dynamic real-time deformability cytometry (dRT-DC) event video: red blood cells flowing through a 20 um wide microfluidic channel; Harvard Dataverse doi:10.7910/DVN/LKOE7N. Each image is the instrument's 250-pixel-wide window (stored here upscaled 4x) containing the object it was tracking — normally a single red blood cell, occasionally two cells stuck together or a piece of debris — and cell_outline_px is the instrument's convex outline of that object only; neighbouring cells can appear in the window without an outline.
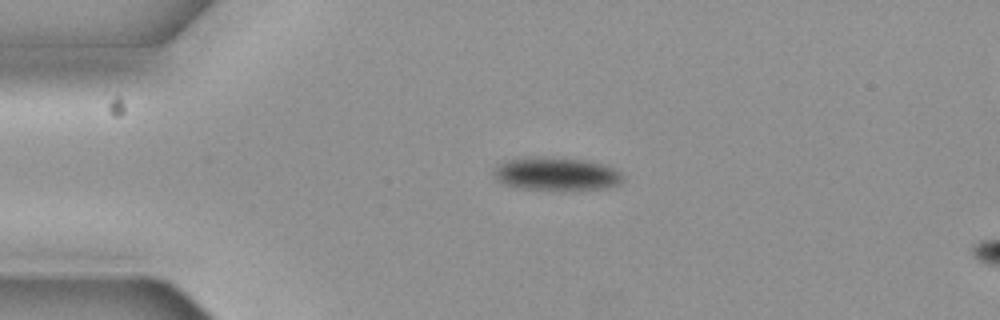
{"species": "common noctule bat (a hibernating species)", "species_latin": "Nyctalus noctula", "temperature_condition": "cold", "stored_images_in_passage": 2, "camera_frame_rate_fps": 3000, "um_per_image_px": 0.085, "animal": {"sex": "female", "body_mass_g": 19.3, "forearm_length_mm": 54.1}, "frame": {"image": 1, "passage_image": 1, "time_ms": 0.0, "image_size_px": [1000, 320], "cell_outline_px": [[620, 184], [608, 188], [516, 188], [504, 184], [496, 180], [492, 172], [496, 164], [504, 160], [528, 156], [544, 156], [588, 160], [604, 164], [620, 172]], "centroid_in_image_um": [47.18, 14.73], "position_along_channel_um": 37.8, "area_um2": 24.8}}